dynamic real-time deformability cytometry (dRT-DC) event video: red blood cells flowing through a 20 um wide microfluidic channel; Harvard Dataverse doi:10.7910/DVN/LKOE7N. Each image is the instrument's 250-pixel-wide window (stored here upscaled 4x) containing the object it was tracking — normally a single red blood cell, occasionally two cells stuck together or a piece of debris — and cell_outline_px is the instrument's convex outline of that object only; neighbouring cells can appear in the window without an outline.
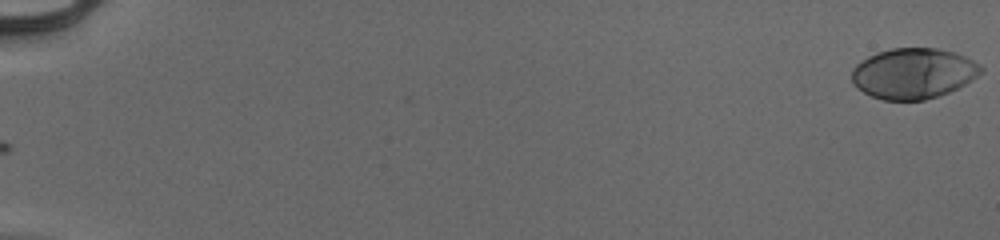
{"species": "human", "species_latin": "Homo sapiens", "temperature_condition": "cold", "stored_images_in_passage": 55, "camera_frame_rate_fps": 3000, "um_per_image_px": 0.085, "donor": {"sex": "male"}, "frame": {"image": 1, "passage_image": 1, "time_ms": 0.0, "image_size_px": [1000, 240], "cell_outline_px": [[984, 72], [972, 80], [948, 92], [924, 100], [884, 100], [872, 96], [856, 88], [852, 84], [852, 68], [860, 60], [876, 52], [892, 48], [936, 48], [956, 52], [980, 64], [984, 68]], "centroid_in_image_um": [77.63, 6.23], "position_along_channel_um": 7.4, "area_um2": 38.26}}
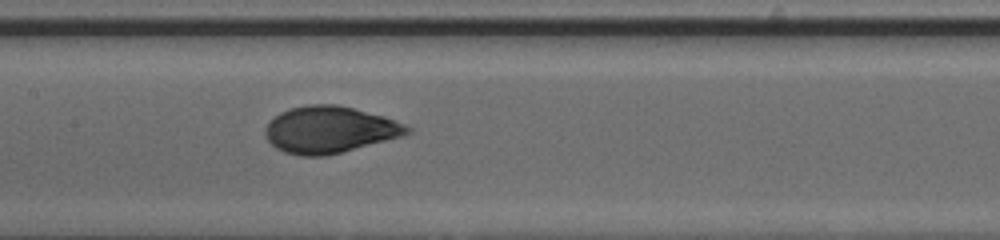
{"frame": {"image": 2, "passage_image": 30, "time_ms": 9.667, "image_size_px": [1000, 240], "cell_outline_px": [[412, 132], [404, 136], [324, 156], [304, 156], [284, 152], [276, 148], [264, 136], [264, 128], [268, 120], [280, 112], [292, 108], [308, 104], [336, 104], [384, 116], [404, 124], [412, 128]], "centroid_in_image_um": [27.99, 11.02], "position_along_channel_um": 179.4, "area_um2": 38.67}}
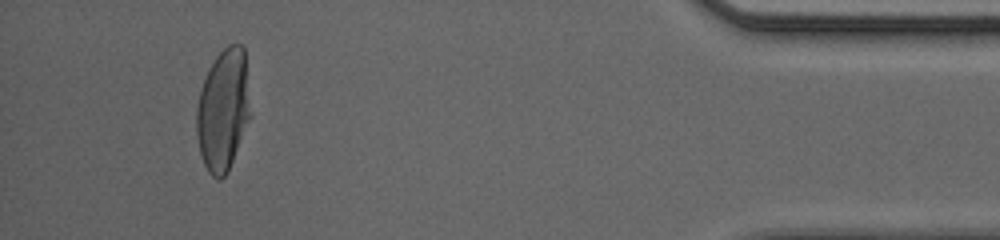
{"frame": {"image": 3, "passage_image": 52, "time_ms": 17.0, "image_size_px": [1000, 240], "cell_outline_px": [[252, 116], [228, 172], [220, 180], [216, 180], [208, 172], [204, 164], [200, 152], [196, 132], [196, 108], [200, 92], [208, 68], [216, 56], [228, 44], [240, 44], [244, 48]], "centroid_in_image_um": [18.99, 9.37], "position_along_channel_um": 416.2, "area_um2": 38.73}, "authors_computed_cell_mechanics": {"area_um2": 37.9168, "velocity_mm_per_s": 3.9525, "shape_relaxation_time_tau1_ms": 4.5075, "shape_relaxation_time_tau2_ms": null, "deformation_change_tau1": 0.2304, "deformation_change_tau2": null}}